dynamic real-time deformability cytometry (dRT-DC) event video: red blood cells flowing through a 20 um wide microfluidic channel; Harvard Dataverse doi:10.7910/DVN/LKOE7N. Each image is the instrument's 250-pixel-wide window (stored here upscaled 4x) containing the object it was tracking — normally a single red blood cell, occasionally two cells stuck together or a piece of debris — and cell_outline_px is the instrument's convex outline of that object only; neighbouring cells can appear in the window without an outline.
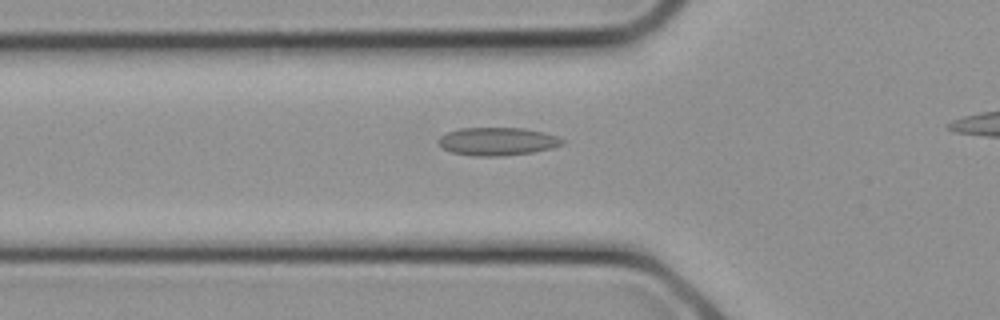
{"species": "common noctule bat (a hibernating species)", "species_latin": "Nyctalus noctula", "temperature_condition": "cold", "stored_images_in_passage": 11, "segment_of_instrument_passage": [1, 2], "camera_frame_rate_fps": 3000, "um_per_image_px": 0.085, "animal": {"sex": "female", "body_mass_g": 21.9}, "frame": {"image": 1, "passage_image": 3, "time_ms": 0.667, "image_size_px": [1000, 320], "cell_outline_px": [[564, 144], [552, 148], [532, 152], [504, 156], [472, 156], [452, 152], [444, 148], [436, 140], [440, 136], [448, 132], [460, 128], [524, 128], [544, 132], [556, 136], [564, 140]], "centroid_in_image_um": [42.28, 12.02], "position_along_channel_um": 83.5, "area_um2": 20.23}}
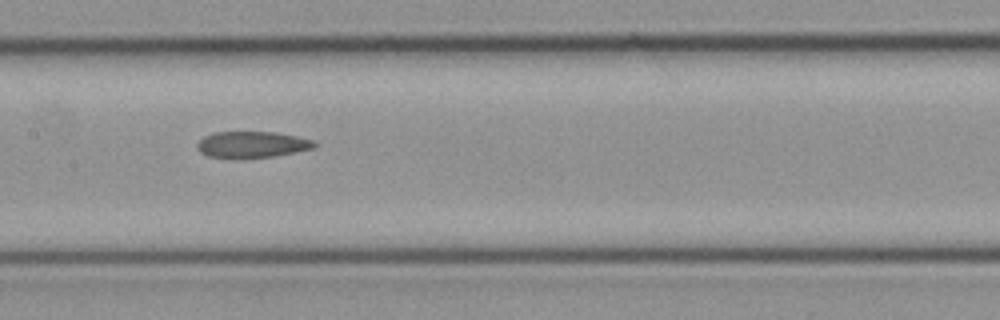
{"frame": {"image": 2, "passage_image": 7, "time_ms": 2.0, "image_size_px": [1000, 320], "cell_outline_px": [[316, 148], [296, 152], [272, 156], [232, 160], [208, 156], [200, 152], [196, 148], [196, 144], [204, 136], [212, 132], [272, 132], [296, 136], [312, 140], [316, 144]], "centroid_in_image_um": [21.36, 12.31], "position_along_channel_um": 186.0, "area_um2": 18.32}}
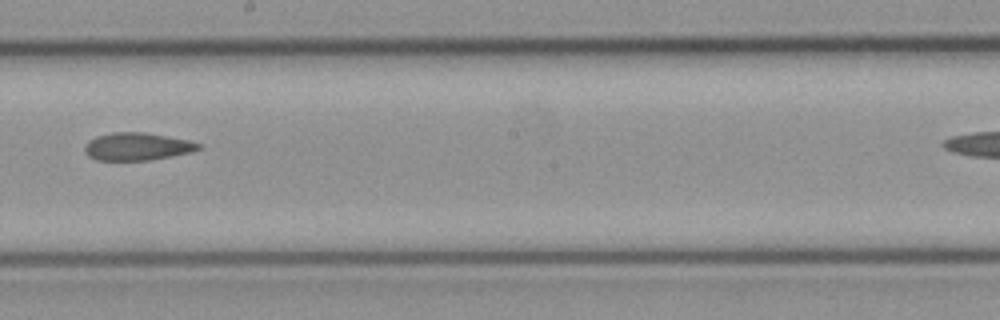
{"frame": {"image": 3, "passage_image": 9, "time_ms": 2.667, "image_size_px": [1000, 320], "cell_outline_px": [[204, 148], [192, 152], [152, 160], [96, 160], [88, 156], [84, 152], [84, 148], [96, 136], [116, 132], [140, 132], [188, 140], [200, 144]], "centroid_in_image_um": [11.69, 12.47], "position_along_channel_um": 236.5, "area_um2": 18.15}}